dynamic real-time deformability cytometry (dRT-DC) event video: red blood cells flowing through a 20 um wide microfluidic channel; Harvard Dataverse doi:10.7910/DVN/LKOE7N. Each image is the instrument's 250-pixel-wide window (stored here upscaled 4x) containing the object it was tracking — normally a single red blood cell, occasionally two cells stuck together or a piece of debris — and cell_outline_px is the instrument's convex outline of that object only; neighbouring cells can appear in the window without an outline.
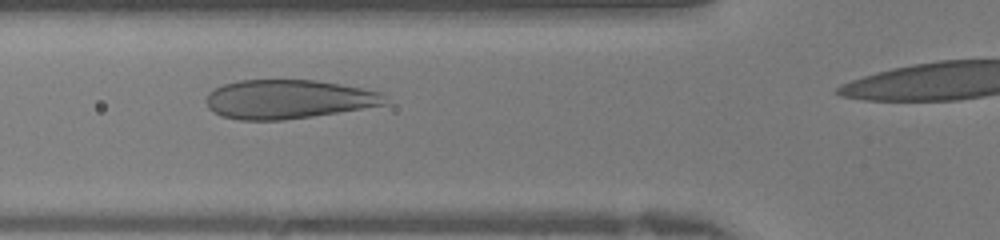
{"species": "human", "species_latin": "Homo sapiens", "temperature_condition": "warm", "stored_images_in_passage": 29, "camera_frame_rate_fps": 3000, "um_per_image_px": 0.085, "donor": {"sex": "female"}, "frame": {"image": 1, "passage_image": 9, "time_ms": 2.667, "image_size_px": [1000, 240], "cell_outline_px": [[388, 104], [312, 116], [284, 120], [240, 120], [220, 116], [212, 112], [208, 108], [204, 100], [208, 92], [224, 84], [240, 80], [316, 80], [340, 84], [380, 92], [384, 96]], "centroid_in_image_um": [24.43, 8.44], "position_along_channel_um": 101.4, "area_um2": 40.63}}
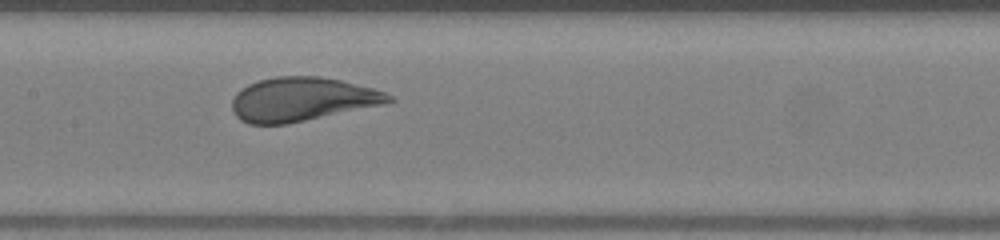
{"frame": {"image": 2, "passage_image": 14, "time_ms": 4.333, "image_size_px": [1000, 240], "cell_outline_px": [[396, 100], [384, 104], [288, 124], [248, 124], [240, 120], [236, 116], [232, 108], [232, 100], [236, 92], [248, 84], [260, 80], [276, 76], [320, 76], [340, 80], [372, 88], [384, 92], [392, 96]], "centroid_in_image_um": [25.65, 8.44], "position_along_channel_um": 181.7, "area_um2": 40.0}}
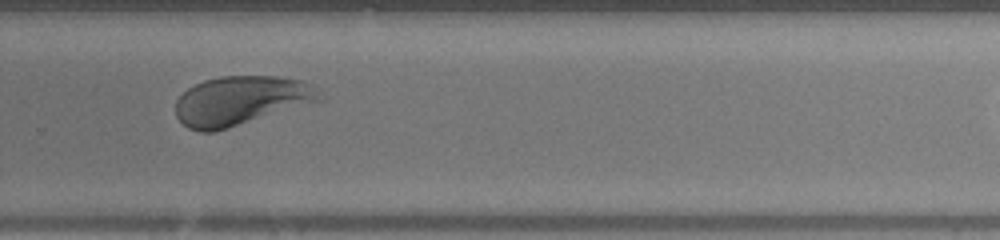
{"frame": {"image": 3, "passage_image": 22, "time_ms": 7.0, "image_size_px": [1000, 240], "cell_outline_px": [[324, 100], [216, 132], [200, 132], [188, 128], [176, 116], [176, 100], [188, 88], [204, 80], [220, 76], [280, 76], [304, 80], [312, 84], [324, 96]], "centroid_in_image_um": [20.52, 8.55], "position_along_channel_um": 309.3, "area_um2": 41.73}}